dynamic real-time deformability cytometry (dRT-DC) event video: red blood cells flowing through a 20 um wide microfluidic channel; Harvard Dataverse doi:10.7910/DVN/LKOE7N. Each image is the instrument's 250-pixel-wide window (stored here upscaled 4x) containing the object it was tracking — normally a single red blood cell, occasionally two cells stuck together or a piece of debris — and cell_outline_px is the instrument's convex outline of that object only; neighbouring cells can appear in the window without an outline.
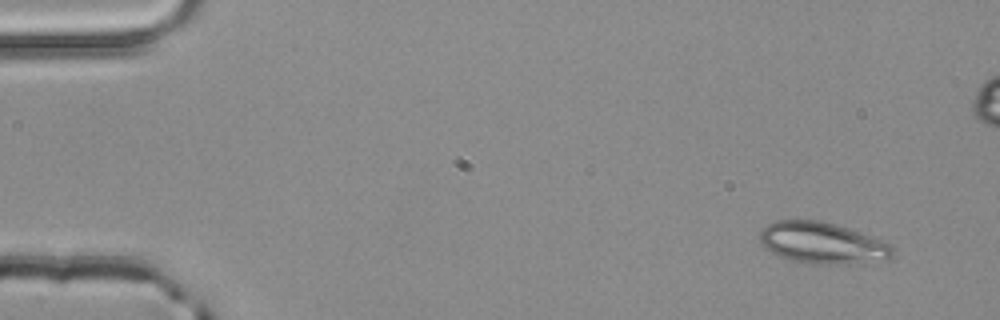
{"species": "common noctule bat (a hibernating species)", "species_latin": "Nyctalus noctula", "temperature_condition": "room temperature", "stored_images_in_passage": 3, "camera_frame_rate_fps": 3000, "um_per_image_px": 0.085, "animal": {"sex": "male", "body_mass_g": 20.4}, "frame": {"image": 1, "passage_image": 1, "time_ms": 0.0, "image_size_px": [1000, 320], "cell_outline_px": [[892, 256], [888, 260], [848, 264], [812, 264], [788, 260], [764, 248], [760, 244], [760, 228], [776, 220], [820, 220], [836, 224], [884, 240], [892, 244]], "centroid_in_image_um": [69.9, 20.66], "position_along_channel_um": 15.1, "area_um2": 32.48}}